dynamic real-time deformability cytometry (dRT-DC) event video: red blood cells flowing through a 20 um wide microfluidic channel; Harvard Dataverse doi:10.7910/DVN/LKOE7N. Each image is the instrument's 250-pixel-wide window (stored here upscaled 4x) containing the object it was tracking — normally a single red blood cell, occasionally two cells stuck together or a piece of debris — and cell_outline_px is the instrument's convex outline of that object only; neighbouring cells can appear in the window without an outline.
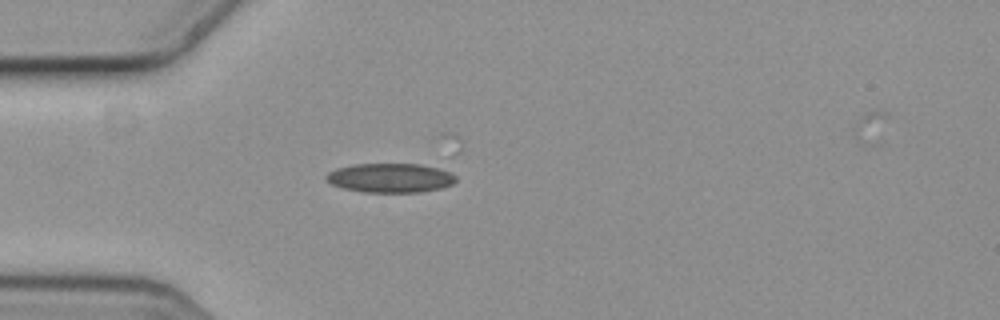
{"species": "common noctule bat (a hibernating species)", "species_latin": "Nyctalus noctula", "temperature_condition": "cold", "stored_images_in_passage": 6, "camera_frame_rate_fps": 3000, "um_per_image_px": 0.085, "animal": {"sex": "female", "body_mass_g": 19.3, "forearm_length_mm": 54.1}, "frame": {"image": 1, "passage_image": 4, "time_ms": 1.0, "image_size_px": [1000, 320], "cell_outline_px": [[456, 180], [452, 184], [440, 188], [420, 192], [364, 192], [344, 188], [332, 184], [324, 176], [328, 172], [336, 168], [352, 164], [444, 164], [456, 176]], "centroid_in_image_um": [33.3, 15.08], "position_along_channel_um": 51.7, "area_um2": 22.72}}